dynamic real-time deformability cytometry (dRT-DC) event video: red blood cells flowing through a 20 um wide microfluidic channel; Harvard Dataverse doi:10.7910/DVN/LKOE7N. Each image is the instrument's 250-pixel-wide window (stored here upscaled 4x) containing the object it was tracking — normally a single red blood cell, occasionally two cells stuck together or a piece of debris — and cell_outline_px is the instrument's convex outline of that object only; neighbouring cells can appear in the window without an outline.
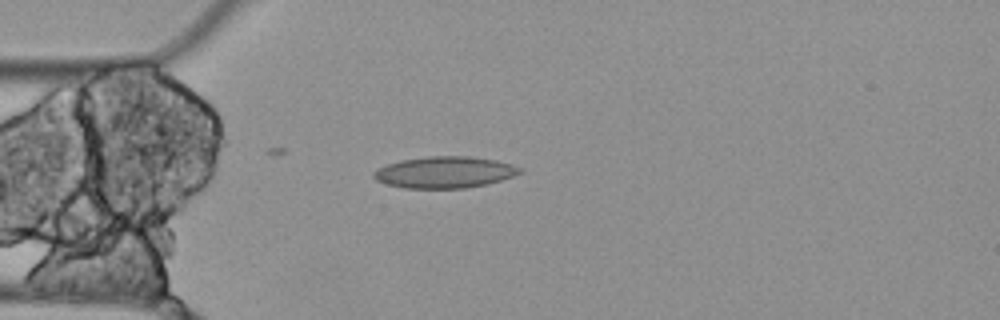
{"species": "Egyptian fruit bat (a non-hibernating species)", "species_latin": "Rousettus aegyptiacus", "temperature_condition": "cold", "stored_images_in_passage": 4, "camera_frame_rate_fps": 3000, "um_per_image_px": 0.085, "animal": {"sex": "female"}, "frame": {"image": 1, "passage_image": 4, "time_ms": 1.0, "image_size_px": [1000, 320], "cell_outline_px": [[524, 172], [488, 184], [464, 188], [404, 188], [388, 184], [376, 180], [372, 176], [372, 172], [388, 164], [400, 160], [428, 156], [468, 156], [496, 160], [512, 164], [524, 168]], "centroid_in_image_um": [37.83, 14.64], "position_along_channel_um": 47.2, "area_um2": 26.88}}